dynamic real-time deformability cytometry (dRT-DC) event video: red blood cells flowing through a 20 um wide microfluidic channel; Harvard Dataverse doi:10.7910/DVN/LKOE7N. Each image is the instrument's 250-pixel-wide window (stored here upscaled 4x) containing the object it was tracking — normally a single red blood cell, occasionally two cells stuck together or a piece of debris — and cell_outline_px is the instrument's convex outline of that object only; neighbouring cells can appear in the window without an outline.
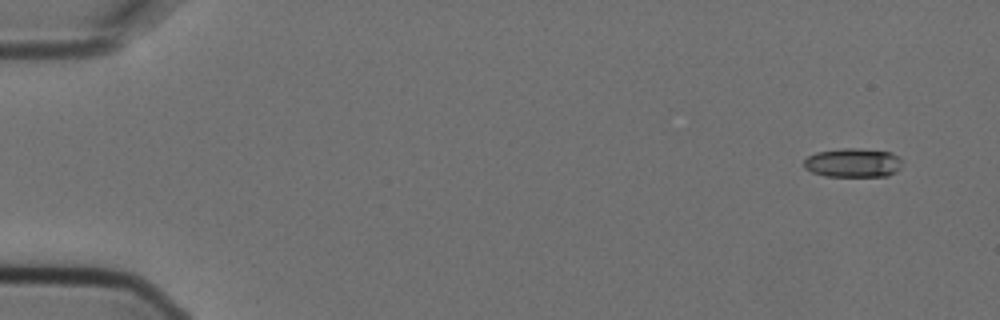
{"species": "Egyptian fruit bat (a non-hibernating species)", "species_latin": "Rousettus aegyptiacus", "temperature_condition": "cold", "stored_images_in_passage": 5, "camera_frame_rate_fps": 3000, "um_per_image_px": 0.085, "animal": {"sex": "female"}, "frame": {"image": 1, "passage_image": 1, "time_ms": 0.0, "image_size_px": [1000, 320], "cell_outline_px": [[900, 168], [896, 172], [888, 176], [824, 176], [812, 172], [804, 168], [804, 160], [808, 156], [816, 152], [840, 148], [860, 148], [892, 152], [900, 156]], "centroid_in_image_um": [72.51, 13.83], "position_along_channel_um": 12.5, "area_um2": 16.82}}
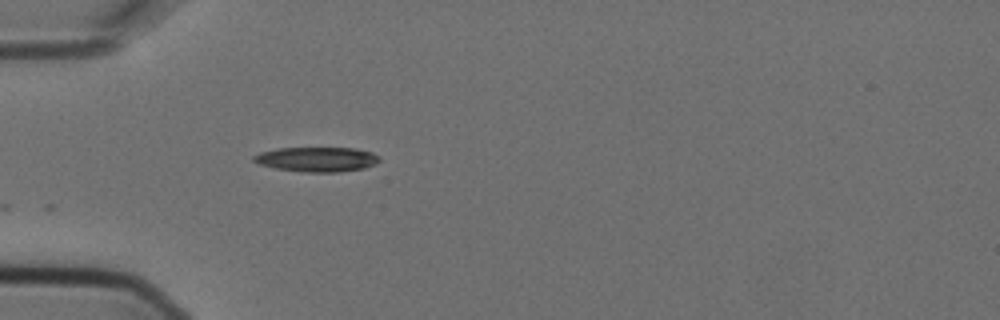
{"frame": {"image": 2, "passage_image": 5, "time_ms": 1.333, "image_size_px": [1000, 320], "cell_outline_px": [[380, 160], [376, 164], [364, 168], [340, 172], [304, 172], [276, 168], [260, 164], [252, 160], [252, 156], [260, 152], [276, 148], [356, 148], [372, 152], [380, 156]], "centroid_in_image_um": [26.96, 13.54], "position_along_channel_um": 58.0, "area_um2": 18.21}}